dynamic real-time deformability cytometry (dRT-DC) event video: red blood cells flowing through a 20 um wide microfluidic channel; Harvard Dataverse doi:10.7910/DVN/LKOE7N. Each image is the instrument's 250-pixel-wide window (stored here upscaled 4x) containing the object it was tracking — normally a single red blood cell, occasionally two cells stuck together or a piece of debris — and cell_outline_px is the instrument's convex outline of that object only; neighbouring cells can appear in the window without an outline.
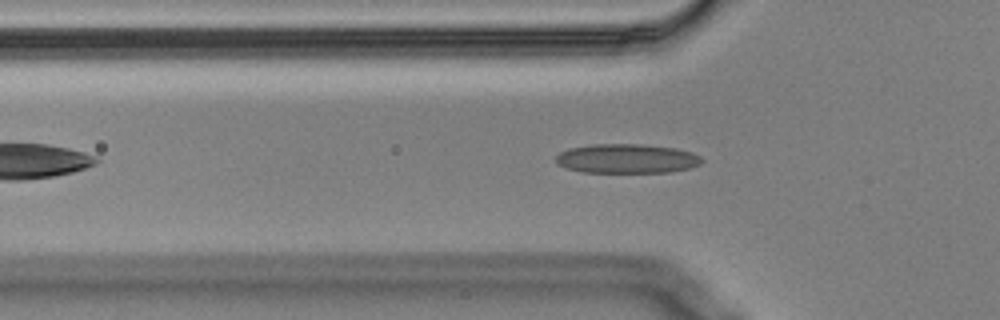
{"species": "Egyptian fruit bat (a non-hibernating species)", "species_latin": "Rousettus aegyptiacus", "temperature_condition": "cold", "stored_images_in_passage": 44, "camera_frame_rate_fps": 3000, "um_per_image_px": 0.085, "animal": {"sex": "male"}, "frame": {"image": 1, "passage_image": 10, "time_ms": 3.0, "image_size_px": [1000, 320], "cell_outline_px": [[704, 160], [700, 164], [692, 168], [672, 172], [584, 172], [568, 168], [556, 164], [556, 156], [560, 152], [568, 148], [592, 144], [640, 144], [676, 148], [692, 152], [700, 156]], "centroid_in_image_um": [53.31, 13.48], "position_along_channel_um": 72.5, "area_um2": 25.09}}
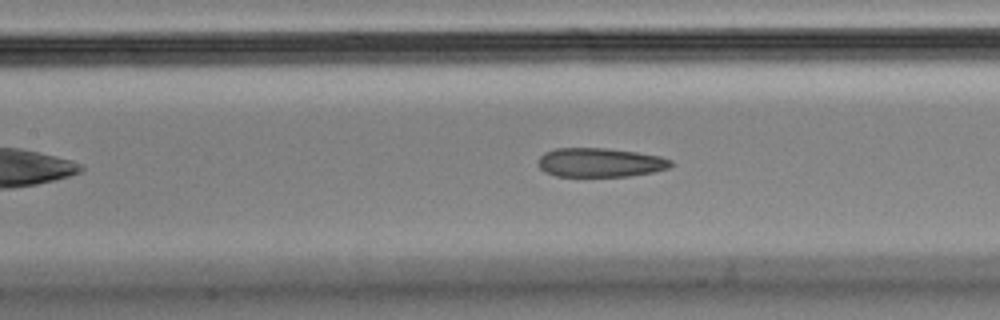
{"frame": {"image": 2, "passage_image": 17, "time_ms": 5.333, "image_size_px": [1000, 320], "cell_outline_px": [[672, 164], [668, 168], [652, 172], [628, 176], [556, 176], [544, 172], [540, 168], [540, 156], [544, 152], [556, 148], [604, 148], [636, 152], [660, 156], [672, 160]], "centroid_in_image_um": [51.0, 13.81], "position_along_channel_um": 156.4, "area_um2": 22.31}}
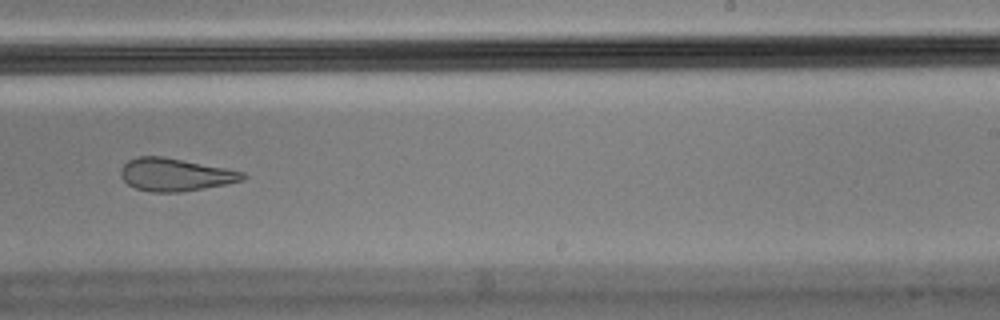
{"frame": {"image": 3, "passage_image": 27, "time_ms": 8.667, "image_size_px": [1000, 320], "cell_outline_px": [[248, 176], [244, 180], [228, 184], [180, 192], [152, 192], [136, 188], [128, 184], [120, 176], [120, 168], [128, 160], [136, 156], [164, 156], [228, 168], [244, 172]], "centroid_in_image_um": [14.92, 14.83], "position_along_channel_um": 274.1, "area_um2": 23.58}}